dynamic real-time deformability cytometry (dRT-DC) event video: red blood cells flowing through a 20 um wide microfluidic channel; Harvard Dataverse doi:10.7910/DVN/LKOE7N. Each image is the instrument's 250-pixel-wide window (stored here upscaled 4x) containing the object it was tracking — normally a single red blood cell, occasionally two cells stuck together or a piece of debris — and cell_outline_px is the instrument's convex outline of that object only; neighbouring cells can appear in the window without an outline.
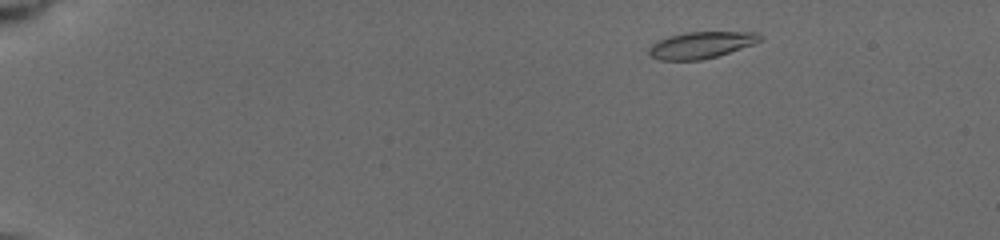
{"species": "common noctule bat (a hibernating species)", "species_latin": "Nyctalus noctula", "temperature_condition": "cold", "stored_images_in_passage": 15, "camera_frame_rate_fps": 3000, "um_per_image_px": 0.085, "animal": {"sex": "female", "body_mass_g": 19.5, "forearm_length_mm": 54.1}, "frame": {"image": 1, "passage_image": 2, "time_ms": 0.667, "image_size_px": [1000, 240], "cell_outline_px": [[764, 40], [716, 56], [700, 60], [660, 60], [648, 56], [648, 48], [656, 40], [668, 36], [684, 32], [760, 32]], "centroid_in_image_um": [59.55, 3.81], "position_along_channel_um": 25.4, "area_um2": 17.34}}
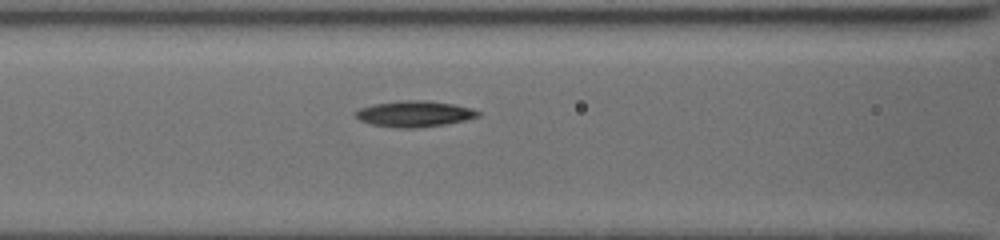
{"frame": {"image": 2, "passage_image": 11, "time_ms": 6.333, "image_size_px": [1000, 240], "cell_outline_px": [[480, 116], [464, 120], [444, 124], [412, 128], [408, 128], [372, 124], [360, 120], [356, 116], [356, 112], [360, 108], [372, 104], [400, 100], [428, 100], [452, 104], [472, 108], [480, 112]], "centroid_in_image_um": [35.24, 9.65], "position_along_channel_um": 131.4, "area_um2": 18.26}}
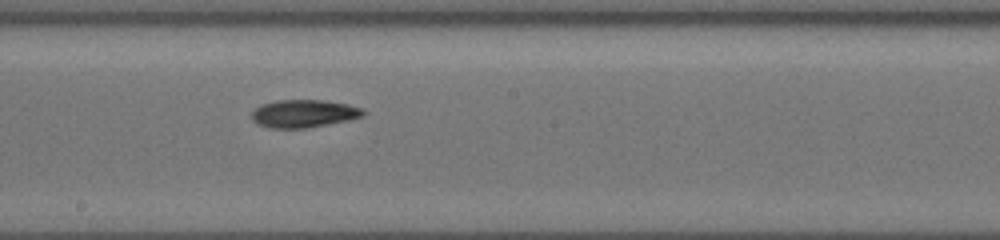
{"frame": {"image": 3, "passage_image": 15, "time_ms": 8.667, "image_size_px": [1000, 240], "cell_outline_px": [[368, 112], [364, 116], [348, 120], [308, 128], [268, 128], [256, 124], [252, 120], [252, 112], [260, 104], [276, 100], [324, 100], [348, 104], [364, 108]], "centroid_in_image_um": [25.84, 9.65], "position_along_channel_um": 222.4, "area_um2": 18.38}}